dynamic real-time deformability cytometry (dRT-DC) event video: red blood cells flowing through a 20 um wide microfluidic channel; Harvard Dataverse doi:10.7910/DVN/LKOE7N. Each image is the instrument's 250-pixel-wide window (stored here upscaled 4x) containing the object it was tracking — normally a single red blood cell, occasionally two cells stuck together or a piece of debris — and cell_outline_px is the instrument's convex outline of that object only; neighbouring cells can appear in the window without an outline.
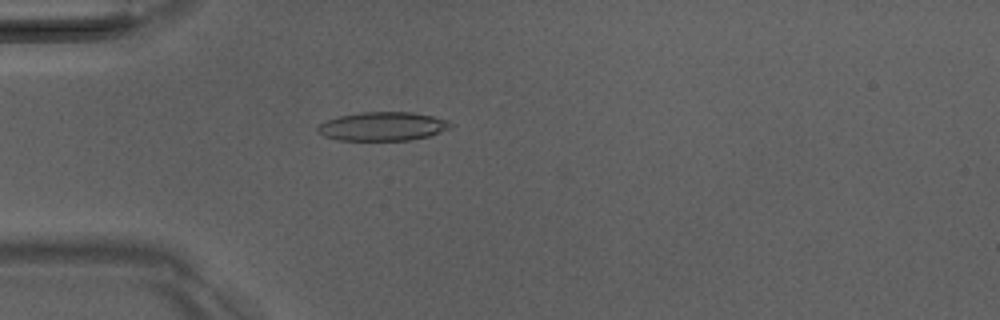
{"species": "Egyptian fruit bat (a non-hibernating species)", "species_latin": "Rousettus aegyptiacus", "temperature_condition": "room temperature", "stored_images_in_passage": 51, "camera_frame_rate_fps": 3000, "um_per_image_px": 0.085, "animal": {"sex": "male"}, "frame": {"image": 1, "passage_image": 15, "time_ms": 4.667, "image_size_px": [1000, 320], "cell_outline_px": [[452, 128], [428, 136], [412, 140], [340, 140], [324, 136], [316, 132], [316, 128], [320, 124], [328, 120], [340, 116], [360, 112], [412, 112], [432, 116], [448, 120], [452, 124]], "centroid_in_image_um": [32.54, 10.74], "position_along_channel_um": 52.5, "area_um2": 22.25}}
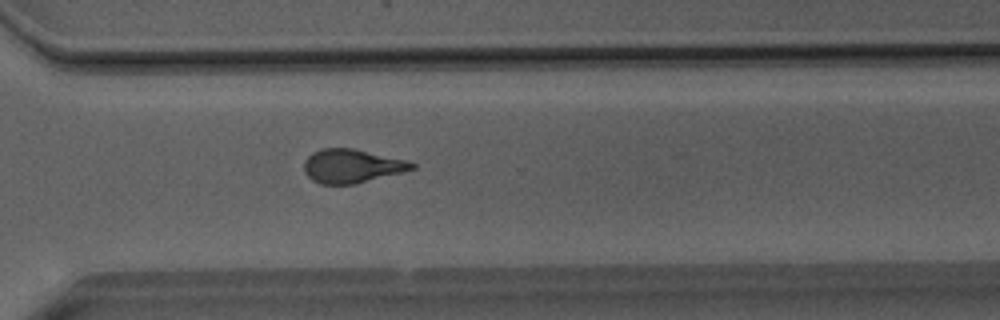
{"frame": {"image": 2, "passage_image": 37, "time_ms": 12.0, "image_size_px": [1000, 320], "cell_outline_px": [[416, 168], [404, 172], [356, 184], [320, 184], [312, 180], [304, 172], [304, 160], [312, 152], [320, 148], [352, 148], [408, 160], [416, 164]], "centroid_in_image_um": [29.91, 14.11], "position_along_channel_um": 340.7, "area_um2": 21.44}}
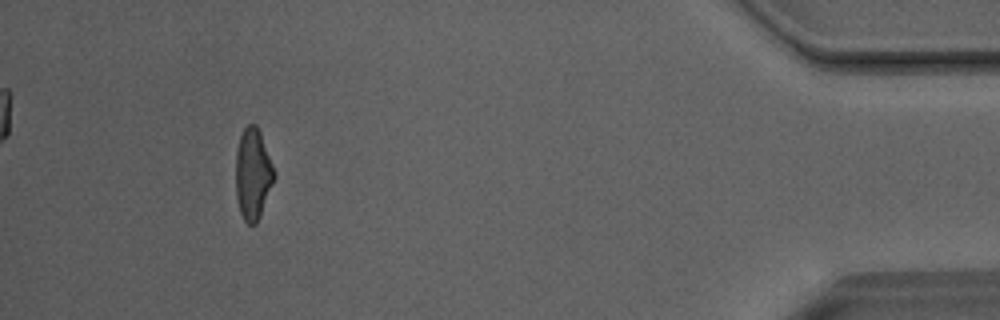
{"frame": {"image": 3, "passage_image": 47, "time_ms": 15.333, "image_size_px": [1000, 320], "cell_outline_px": [[276, 176], [260, 216], [256, 224], [248, 224], [244, 220], [240, 212], [236, 196], [236, 152], [240, 136], [244, 128], [248, 124], [256, 124], [260, 132], [276, 172]], "centroid_in_image_um": [21.5, 14.79], "position_along_channel_um": 413.7, "area_um2": 20.46}, "authors_computed_cell_mechanics": {"area_um2": 21.675, "velocity_mm_per_s": 4.0769, "shape_relaxation_time_tau1_ms": 5.3864, "shape_relaxation_time_tau2_ms": 1.6077, "deformation_change_tau1": 0.2251, "deformation_change_tau2": 0.1101}}